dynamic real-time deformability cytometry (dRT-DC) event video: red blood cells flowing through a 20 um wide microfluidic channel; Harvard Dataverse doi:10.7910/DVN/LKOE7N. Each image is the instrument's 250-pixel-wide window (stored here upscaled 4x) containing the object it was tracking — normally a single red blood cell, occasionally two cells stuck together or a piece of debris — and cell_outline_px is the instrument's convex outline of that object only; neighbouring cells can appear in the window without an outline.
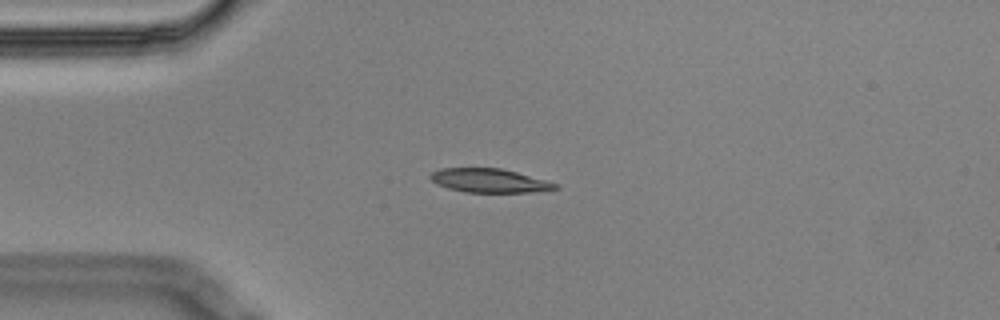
{"species": "Egyptian fruit bat (a non-hibernating species)", "species_latin": "Rousettus aegyptiacus", "temperature_condition": "cold", "stored_images_in_passage": 2, "camera_frame_rate_fps": 3000, "um_per_image_px": 0.085, "animal": {"sex": "male"}, "frame": {"image": 1, "passage_image": 2, "time_ms": 0.333, "image_size_px": [1000, 320], "cell_outline_px": [[560, 188], [536, 192], [464, 192], [448, 188], [436, 184], [428, 176], [432, 172], [440, 168], [500, 168], [516, 172], [560, 184]], "centroid_in_image_um": [41.6, 15.35], "position_along_channel_um": 43.4, "area_um2": 17.4}}